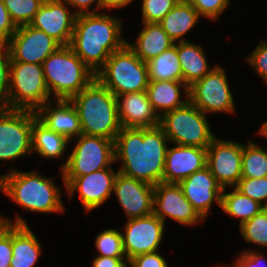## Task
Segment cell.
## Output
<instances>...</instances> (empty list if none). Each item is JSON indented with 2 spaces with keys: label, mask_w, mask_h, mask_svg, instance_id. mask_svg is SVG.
I'll return each instance as SVG.
<instances>
[{
  "label": "cell",
  "mask_w": 267,
  "mask_h": 267,
  "mask_svg": "<svg viewBox=\"0 0 267 267\" xmlns=\"http://www.w3.org/2000/svg\"><path fill=\"white\" fill-rule=\"evenodd\" d=\"M177 53L183 75V82L189 87L210 73L204 50L197 44L182 41L177 44Z\"/></svg>",
  "instance_id": "obj_26"
},
{
  "label": "cell",
  "mask_w": 267,
  "mask_h": 267,
  "mask_svg": "<svg viewBox=\"0 0 267 267\" xmlns=\"http://www.w3.org/2000/svg\"><path fill=\"white\" fill-rule=\"evenodd\" d=\"M36 112L0 107V160L31 153V130Z\"/></svg>",
  "instance_id": "obj_10"
},
{
  "label": "cell",
  "mask_w": 267,
  "mask_h": 267,
  "mask_svg": "<svg viewBox=\"0 0 267 267\" xmlns=\"http://www.w3.org/2000/svg\"><path fill=\"white\" fill-rule=\"evenodd\" d=\"M147 63L149 80L183 81L182 70L177 53V44L174 43L168 50L163 51L157 57Z\"/></svg>",
  "instance_id": "obj_29"
},
{
  "label": "cell",
  "mask_w": 267,
  "mask_h": 267,
  "mask_svg": "<svg viewBox=\"0 0 267 267\" xmlns=\"http://www.w3.org/2000/svg\"><path fill=\"white\" fill-rule=\"evenodd\" d=\"M130 267H168L166 260L157 252L137 255L128 261Z\"/></svg>",
  "instance_id": "obj_40"
},
{
  "label": "cell",
  "mask_w": 267,
  "mask_h": 267,
  "mask_svg": "<svg viewBox=\"0 0 267 267\" xmlns=\"http://www.w3.org/2000/svg\"><path fill=\"white\" fill-rule=\"evenodd\" d=\"M42 67L49 93L62 100H70L96 77L69 45L60 46Z\"/></svg>",
  "instance_id": "obj_5"
},
{
  "label": "cell",
  "mask_w": 267,
  "mask_h": 267,
  "mask_svg": "<svg viewBox=\"0 0 267 267\" xmlns=\"http://www.w3.org/2000/svg\"><path fill=\"white\" fill-rule=\"evenodd\" d=\"M70 101L78 112L82 134L115 141L122 128L118 100L96 77Z\"/></svg>",
  "instance_id": "obj_3"
},
{
  "label": "cell",
  "mask_w": 267,
  "mask_h": 267,
  "mask_svg": "<svg viewBox=\"0 0 267 267\" xmlns=\"http://www.w3.org/2000/svg\"><path fill=\"white\" fill-rule=\"evenodd\" d=\"M41 251L40 243L26 221L17 216L12 224V260L10 267H33Z\"/></svg>",
  "instance_id": "obj_23"
},
{
  "label": "cell",
  "mask_w": 267,
  "mask_h": 267,
  "mask_svg": "<svg viewBox=\"0 0 267 267\" xmlns=\"http://www.w3.org/2000/svg\"><path fill=\"white\" fill-rule=\"evenodd\" d=\"M224 68H215L188 87V100L206 112H234V100Z\"/></svg>",
  "instance_id": "obj_11"
},
{
  "label": "cell",
  "mask_w": 267,
  "mask_h": 267,
  "mask_svg": "<svg viewBox=\"0 0 267 267\" xmlns=\"http://www.w3.org/2000/svg\"><path fill=\"white\" fill-rule=\"evenodd\" d=\"M49 96L42 65L10 62L7 109L36 112L47 101L50 102L52 98Z\"/></svg>",
  "instance_id": "obj_7"
},
{
  "label": "cell",
  "mask_w": 267,
  "mask_h": 267,
  "mask_svg": "<svg viewBox=\"0 0 267 267\" xmlns=\"http://www.w3.org/2000/svg\"><path fill=\"white\" fill-rule=\"evenodd\" d=\"M205 113L189 100L182 107L160 117V126L168 140L181 146L207 148L213 139Z\"/></svg>",
  "instance_id": "obj_8"
},
{
  "label": "cell",
  "mask_w": 267,
  "mask_h": 267,
  "mask_svg": "<svg viewBox=\"0 0 267 267\" xmlns=\"http://www.w3.org/2000/svg\"><path fill=\"white\" fill-rule=\"evenodd\" d=\"M45 0H3L17 27L29 25Z\"/></svg>",
  "instance_id": "obj_32"
},
{
  "label": "cell",
  "mask_w": 267,
  "mask_h": 267,
  "mask_svg": "<svg viewBox=\"0 0 267 267\" xmlns=\"http://www.w3.org/2000/svg\"><path fill=\"white\" fill-rule=\"evenodd\" d=\"M117 100L121 127L150 128L160 125V117L152 108L146 91L121 94Z\"/></svg>",
  "instance_id": "obj_21"
},
{
  "label": "cell",
  "mask_w": 267,
  "mask_h": 267,
  "mask_svg": "<svg viewBox=\"0 0 267 267\" xmlns=\"http://www.w3.org/2000/svg\"><path fill=\"white\" fill-rule=\"evenodd\" d=\"M69 140L49 129L37 117L31 130V149L43 158H58L65 152Z\"/></svg>",
  "instance_id": "obj_28"
},
{
  "label": "cell",
  "mask_w": 267,
  "mask_h": 267,
  "mask_svg": "<svg viewBox=\"0 0 267 267\" xmlns=\"http://www.w3.org/2000/svg\"><path fill=\"white\" fill-rule=\"evenodd\" d=\"M263 209L266 211V213H267V205H265L264 207H263Z\"/></svg>",
  "instance_id": "obj_49"
},
{
  "label": "cell",
  "mask_w": 267,
  "mask_h": 267,
  "mask_svg": "<svg viewBox=\"0 0 267 267\" xmlns=\"http://www.w3.org/2000/svg\"><path fill=\"white\" fill-rule=\"evenodd\" d=\"M57 107L45 103L37 111V118L49 129L66 137L69 141L82 134L78 112L70 100L56 99Z\"/></svg>",
  "instance_id": "obj_22"
},
{
  "label": "cell",
  "mask_w": 267,
  "mask_h": 267,
  "mask_svg": "<svg viewBox=\"0 0 267 267\" xmlns=\"http://www.w3.org/2000/svg\"><path fill=\"white\" fill-rule=\"evenodd\" d=\"M153 213L163 222L165 217H170L183 225H194L204 220L176 183L160 182L154 186Z\"/></svg>",
  "instance_id": "obj_15"
},
{
  "label": "cell",
  "mask_w": 267,
  "mask_h": 267,
  "mask_svg": "<svg viewBox=\"0 0 267 267\" xmlns=\"http://www.w3.org/2000/svg\"><path fill=\"white\" fill-rule=\"evenodd\" d=\"M259 133L267 138V121L262 125L261 129L259 130Z\"/></svg>",
  "instance_id": "obj_47"
},
{
  "label": "cell",
  "mask_w": 267,
  "mask_h": 267,
  "mask_svg": "<svg viewBox=\"0 0 267 267\" xmlns=\"http://www.w3.org/2000/svg\"><path fill=\"white\" fill-rule=\"evenodd\" d=\"M95 246L100 252L99 256L126 258L122 234L117 230L108 229L101 232L96 238Z\"/></svg>",
  "instance_id": "obj_34"
},
{
  "label": "cell",
  "mask_w": 267,
  "mask_h": 267,
  "mask_svg": "<svg viewBox=\"0 0 267 267\" xmlns=\"http://www.w3.org/2000/svg\"><path fill=\"white\" fill-rule=\"evenodd\" d=\"M265 82H267V73L262 77Z\"/></svg>",
  "instance_id": "obj_48"
},
{
  "label": "cell",
  "mask_w": 267,
  "mask_h": 267,
  "mask_svg": "<svg viewBox=\"0 0 267 267\" xmlns=\"http://www.w3.org/2000/svg\"><path fill=\"white\" fill-rule=\"evenodd\" d=\"M207 166V148L177 145L167 149L162 182L179 184Z\"/></svg>",
  "instance_id": "obj_20"
},
{
  "label": "cell",
  "mask_w": 267,
  "mask_h": 267,
  "mask_svg": "<svg viewBox=\"0 0 267 267\" xmlns=\"http://www.w3.org/2000/svg\"><path fill=\"white\" fill-rule=\"evenodd\" d=\"M121 28L118 18L103 13L76 15L69 46L96 74L110 55L126 44L127 41L120 37Z\"/></svg>",
  "instance_id": "obj_2"
},
{
  "label": "cell",
  "mask_w": 267,
  "mask_h": 267,
  "mask_svg": "<svg viewBox=\"0 0 267 267\" xmlns=\"http://www.w3.org/2000/svg\"><path fill=\"white\" fill-rule=\"evenodd\" d=\"M164 224L154 213L145 217L131 218L122 234L127 261L145 253L157 252L162 241Z\"/></svg>",
  "instance_id": "obj_14"
},
{
  "label": "cell",
  "mask_w": 267,
  "mask_h": 267,
  "mask_svg": "<svg viewBox=\"0 0 267 267\" xmlns=\"http://www.w3.org/2000/svg\"><path fill=\"white\" fill-rule=\"evenodd\" d=\"M69 158L63 164V177H79L111 167L115 162L114 140L81 134Z\"/></svg>",
  "instance_id": "obj_9"
},
{
  "label": "cell",
  "mask_w": 267,
  "mask_h": 267,
  "mask_svg": "<svg viewBox=\"0 0 267 267\" xmlns=\"http://www.w3.org/2000/svg\"><path fill=\"white\" fill-rule=\"evenodd\" d=\"M267 176V152L253 142L243 145L242 178Z\"/></svg>",
  "instance_id": "obj_31"
},
{
  "label": "cell",
  "mask_w": 267,
  "mask_h": 267,
  "mask_svg": "<svg viewBox=\"0 0 267 267\" xmlns=\"http://www.w3.org/2000/svg\"><path fill=\"white\" fill-rule=\"evenodd\" d=\"M0 190L14 202L32 212H63L60 189L52 179L40 176L37 172L13 170L0 176Z\"/></svg>",
  "instance_id": "obj_4"
},
{
  "label": "cell",
  "mask_w": 267,
  "mask_h": 267,
  "mask_svg": "<svg viewBox=\"0 0 267 267\" xmlns=\"http://www.w3.org/2000/svg\"><path fill=\"white\" fill-rule=\"evenodd\" d=\"M234 188L257 201L263 207L267 205V202L264 204L267 201V176L261 178H241Z\"/></svg>",
  "instance_id": "obj_35"
},
{
  "label": "cell",
  "mask_w": 267,
  "mask_h": 267,
  "mask_svg": "<svg viewBox=\"0 0 267 267\" xmlns=\"http://www.w3.org/2000/svg\"><path fill=\"white\" fill-rule=\"evenodd\" d=\"M242 153V144L216 138L207 147V167L223 189L242 178Z\"/></svg>",
  "instance_id": "obj_13"
},
{
  "label": "cell",
  "mask_w": 267,
  "mask_h": 267,
  "mask_svg": "<svg viewBox=\"0 0 267 267\" xmlns=\"http://www.w3.org/2000/svg\"><path fill=\"white\" fill-rule=\"evenodd\" d=\"M95 76L116 97L146 91L150 81L147 63L143 62L127 44L113 52Z\"/></svg>",
  "instance_id": "obj_6"
},
{
  "label": "cell",
  "mask_w": 267,
  "mask_h": 267,
  "mask_svg": "<svg viewBox=\"0 0 267 267\" xmlns=\"http://www.w3.org/2000/svg\"><path fill=\"white\" fill-rule=\"evenodd\" d=\"M135 44L126 42L129 48L143 61L148 62L174 45V41L158 22L145 23Z\"/></svg>",
  "instance_id": "obj_25"
},
{
  "label": "cell",
  "mask_w": 267,
  "mask_h": 267,
  "mask_svg": "<svg viewBox=\"0 0 267 267\" xmlns=\"http://www.w3.org/2000/svg\"><path fill=\"white\" fill-rule=\"evenodd\" d=\"M133 0H101V8H121Z\"/></svg>",
  "instance_id": "obj_46"
},
{
  "label": "cell",
  "mask_w": 267,
  "mask_h": 267,
  "mask_svg": "<svg viewBox=\"0 0 267 267\" xmlns=\"http://www.w3.org/2000/svg\"><path fill=\"white\" fill-rule=\"evenodd\" d=\"M66 5H71L75 7V9H80L79 12H75L76 15L85 14V13H95L94 11L85 12V10H89L92 6V3H96V8H101V0H64Z\"/></svg>",
  "instance_id": "obj_45"
},
{
  "label": "cell",
  "mask_w": 267,
  "mask_h": 267,
  "mask_svg": "<svg viewBox=\"0 0 267 267\" xmlns=\"http://www.w3.org/2000/svg\"><path fill=\"white\" fill-rule=\"evenodd\" d=\"M124 260L128 263L127 258L97 256L93 261L92 267H128Z\"/></svg>",
  "instance_id": "obj_44"
},
{
  "label": "cell",
  "mask_w": 267,
  "mask_h": 267,
  "mask_svg": "<svg viewBox=\"0 0 267 267\" xmlns=\"http://www.w3.org/2000/svg\"><path fill=\"white\" fill-rule=\"evenodd\" d=\"M199 17L188 0H180L158 23L174 42L178 39L182 42L186 41L182 36L193 28Z\"/></svg>",
  "instance_id": "obj_27"
},
{
  "label": "cell",
  "mask_w": 267,
  "mask_h": 267,
  "mask_svg": "<svg viewBox=\"0 0 267 267\" xmlns=\"http://www.w3.org/2000/svg\"><path fill=\"white\" fill-rule=\"evenodd\" d=\"M113 192H115L128 219L153 214V185L117 172Z\"/></svg>",
  "instance_id": "obj_18"
},
{
  "label": "cell",
  "mask_w": 267,
  "mask_h": 267,
  "mask_svg": "<svg viewBox=\"0 0 267 267\" xmlns=\"http://www.w3.org/2000/svg\"><path fill=\"white\" fill-rule=\"evenodd\" d=\"M116 175L117 172L109 167L79 177H63V182L71 197L78 190L81 203L88 212L110 197Z\"/></svg>",
  "instance_id": "obj_16"
},
{
  "label": "cell",
  "mask_w": 267,
  "mask_h": 267,
  "mask_svg": "<svg viewBox=\"0 0 267 267\" xmlns=\"http://www.w3.org/2000/svg\"><path fill=\"white\" fill-rule=\"evenodd\" d=\"M179 185L186 199L203 219L213 205L212 202L216 201L221 207L223 188L207 166L182 180Z\"/></svg>",
  "instance_id": "obj_19"
},
{
  "label": "cell",
  "mask_w": 267,
  "mask_h": 267,
  "mask_svg": "<svg viewBox=\"0 0 267 267\" xmlns=\"http://www.w3.org/2000/svg\"><path fill=\"white\" fill-rule=\"evenodd\" d=\"M247 59L257 73L263 77L267 73V41L261 42Z\"/></svg>",
  "instance_id": "obj_42"
},
{
  "label": "cell",
  "mask_w": 267,
  "mask_h": 267,
  "mask_svg": "<svg viewBox=\"0 0 267 267\" xmlns=\"http://www.w3.org/2000/svg\"><path fill=\"white\" fill-rule=\"evenodd\" d=\"M12 260V223L0 216V267H10Z\"/></svg>",
  "instance_id": "obj_38"
},
{
  "label": "cell",
  "mask_w": 267,
  "mask_h": 267,
  "mask_svg": "<svg viewBox=\"0 0 267 267\" xmlns=\"http://www.w3.org/2000/svg\"><path fill=\"white\" fill-rule=\"evenodd\" d=\"M239 227L244 240L267 247V213L264 209Z\"/></svg>",
  "instance_id": "obj_33"
},
{
  "label": "cell",
  "mask_w": 267,
  "mask_h": 267,
  "mask_svg": "<svg viewBox=\"0 0 267 267\" xmlns=\"http://www.w3.org/2000/svg\"><path fill=\"white\" fill-rule=\"evenodd\" d=\"M167 141L160 125L122 127L114 141L115 161L123 163L118 172L153 186L162 182Z\"/></svg>",
  "instance_id": "obj_1"
},
{
  "label": "cell",
  "mask_w": 267,
  "mask_h": 267,
  "mask_svg": "<svg viewBox=\"0 0 267 267\" xmlns=\"http://www.w3.org/2000/svg\"><path fill=\"white\" fill-rule=\"evenodd\" d=\"M181 87H184L187 97V99L182 101L180 100ZM146 93L152 108L159 117L167 112L182 107L188 102V86L183 81L150 80ZM159 110L163 111L162 114H159Z\"/></svg>",
  "instance_id": "obj_24"
},
{
  "label": "cell",
  "mask_w": 267,
  "mask_h": 267,
  "mask_svg": "<svg viewBox=\"0 0 267 267\" xmlns=\"http://www.w3.org/2000/svg\"><path fill=\"white\" fill-rule=\"evenodd\" d=\"M64 0H45L29 24L45 32L61 46L70 44L76 14L68 11Z\"/></svg>",
  "instance_id": "obj_17"
},
{
  "label": "cell",
  "mask_w": 267,
  "mask_h": 267,
  "mask_svg": "<svg viewBox=\"0 0 267 267\" xmlns=\"http://www.w3.org/2000/svg\"><path fill=\"white\" fill-rule=\"evenodd\" d=\"M263 255L259 252L243 251V253L237 258L233 267H262ZM265 264V263H264ZM266 265V264H265ZM263 265V267H266Z\"/></svg>",
  "instance_id": "obj_43"
},
{
  "label": "cell",
  "mask_w": 267,
  "mask_h": 267,
  "mask_svg": "<svg viewBox=\"0 0 267 267\" xmlns=\"http://www.w3.org/2000/svg\"><path fill=\"white\" fill-rule=\"evenodd\" d=\"M11 62L40 64L61 45L45 32L30 25L17 27L14 35L6 42Z\"/></svg>",
  "instance_id": "obj_12"
},
{
  "label": "cell",
  "mask_w": 267,
  "mask_h": 267,
  "mask_svg": "<svg viewBox=\"0 0 267 267\" xmlns=\"http://www.w3.org/2000/svg\"><path fill=\"white\" fill-rule=\"evenodd\" d=\"M10 53L6 43H0V107L7 108L10 87Z\"/></svg>",
  "instance_id": "obj_37"
},
{
  "label": "cell",
  "mask_w": 267,
  "mask_h": 267,
  "mask_svg": "<svg viewBox=\"0 0 267 267\" xmlns=\"http://www.w3.org/2000/svg\"><path fill=\"white\" fill-rule=\"evenodd\" d=\"M222 193L221 208L227 214L240 218V225L256 214H258L263 206L250 197L242 194L236 188L231 193Z\"/></svg>",
  "instance_id": "obj_30"
},
{
  "label": "cell",
  "mask_w": 267,
  "mask_h": 267,
  "mask_svg": "<svg viewBox=\"0 0 267 267\" xmlns=\"http://www.w3.org/2000/svg\"><path fill=\"white\" fill-rule=\"evenodd\" d=\"M17 26L5 7L3 0H0V43H6L16 32Z\"/></svg>",
  "instance_id": "obj_41"
},
{
  "label": "cell",
  "mask_w": 267,
  "mask_h": 267,
  "mask_svg": "<svg viewBox=\"0 0 267 267\" xmlns=\"http://www.w3.org/2000/svg\"><path fill=\"white\" fill-rule=\"evenodd\" d=\"M200 16L216 20L226 9L229 0H188Z\"/></svg>",
  "instance_id": "obj_39"
},
{
  "label": "cell",
  "mask_w": 267,
  "mask_h": 267,
  "mask_svg": "<svg viewBox=\"0 0 267 267\" xmlns=\"http://www.w3.org/2000/svg\"><path fill=\"white\" fill-rule=\"evenodd\" d=\"M180 0H143L142 22L154 23L161 21Z\"/></svg>",
  "instance_id": "obj_36"
}]
</instances>
